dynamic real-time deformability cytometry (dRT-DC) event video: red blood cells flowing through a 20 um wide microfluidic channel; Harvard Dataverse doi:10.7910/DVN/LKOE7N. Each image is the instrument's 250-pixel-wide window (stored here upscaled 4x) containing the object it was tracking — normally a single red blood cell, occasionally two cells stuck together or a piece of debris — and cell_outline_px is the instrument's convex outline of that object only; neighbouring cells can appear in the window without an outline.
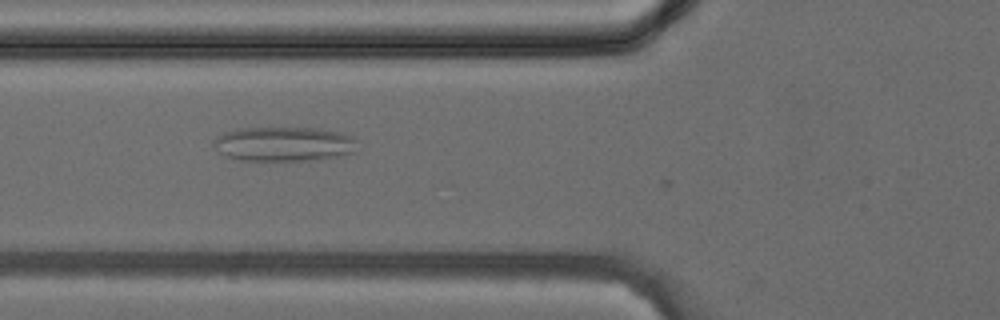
{"species": "common noctule bat (a hibernating species)", "species_latin": "Nyctalus noctula", "temperature_condition": "cold", "stored_images_in_passage": 4, "camera_frame_rate_fps": 3000, "um_per_image_px": 0.085, "animal": {"sex": "female", "body_mass_g": 24.6, "forearm_length_mm": 56.2}, "frame": {"image": 1, "passage_image": 2, "time_ms": 0.333, "image_size_px": [1000, 320], "cell_outline_px": [[356, 152], [340, 156], [320, 160], [240, 160], [224, 156], [212, 144], [212, 140], [224, 132], [240, 128], [312, 128], [340, 132], [352, 136], [356, 140]], "centroid_in_image_um": [24.14, 12.24], "position_along_channel_um": 101.7, "area_um2": 29.07}}